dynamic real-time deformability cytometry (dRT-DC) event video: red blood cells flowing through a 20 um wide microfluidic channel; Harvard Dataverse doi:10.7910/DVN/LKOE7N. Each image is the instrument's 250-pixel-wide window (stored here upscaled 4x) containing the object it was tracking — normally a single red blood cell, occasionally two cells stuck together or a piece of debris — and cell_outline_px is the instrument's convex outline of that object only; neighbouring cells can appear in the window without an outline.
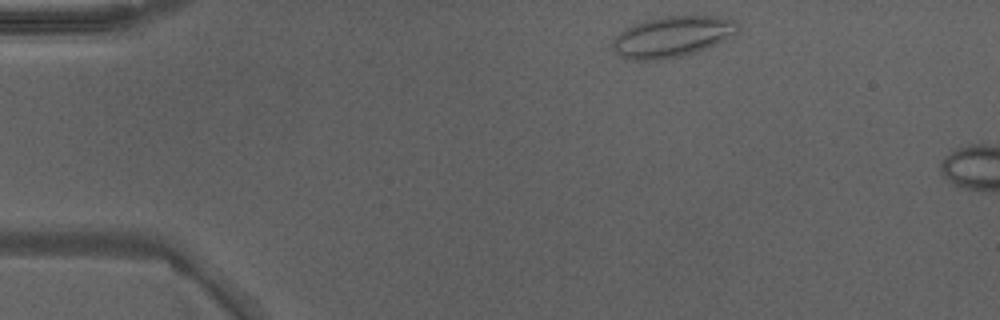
{"species": "Egyptian fruit bat (a non-hibernating species)", "species_latin": "Rousettus aegyptiacus", "temperature_condition": "warm", "stored_images_in_passage": 5, "camera_frame_rate_fps": 3000, "um_per_image_px": 0.085, "animal": {"sex": "male"}, "frame": {"image": 1, "passage_image": 1, "time_ms": 0.0, "image_size_px": [1000, 320], "cell_outline_px": [[740, 28], [736, 32], [724, 40], [696, 52], [680, 56], [660, 60], [624, 60], [612, 48], [612, 40], [620, 32], [644, 20], [664, 16], [716, 16], [736, 20], [740, 24]], "centroid_in_image_um": [57.13, 3.12], "position_along_channel_um": 27.9, "area_um2": 29.77}}